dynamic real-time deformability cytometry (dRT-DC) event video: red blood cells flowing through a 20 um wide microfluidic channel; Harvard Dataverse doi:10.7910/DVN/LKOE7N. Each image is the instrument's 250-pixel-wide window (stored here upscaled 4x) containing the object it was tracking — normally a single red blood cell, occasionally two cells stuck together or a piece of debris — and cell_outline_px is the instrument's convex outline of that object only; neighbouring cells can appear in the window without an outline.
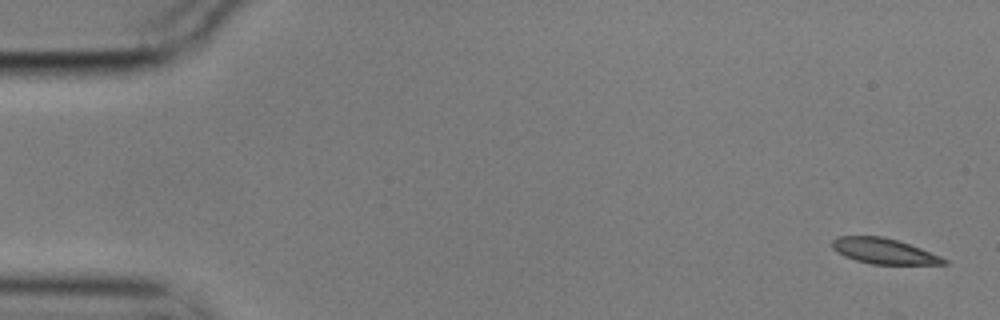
{"species": "common noctule bat (a hibernating species)", "species_latin": "Nyctalus noctula", "temperature_condition": "cold", "stored_images_in_passage": 5, "camera_frame_rate_fps": 3000, "um_per_image_px": 0.085, "animal": {"sex": "male", "body_mass_g": 17.9}, "frame": {"image": 1, "passage_image": 1, "time_ms": 0.0, "image_size_px": [1000, 320], "cell_outline_px": [[948, 264], [872, 264], [856, 260], [844, 256], [836, 252], [832, 248], [832, 240], [836, 236], [884, 236], [920, 248], [940, 256], [948, 260]], "centroid_in_image_um": [75.09, 21.34], "position_along_channel_um": 9.9, "area_um2": 16.53}}
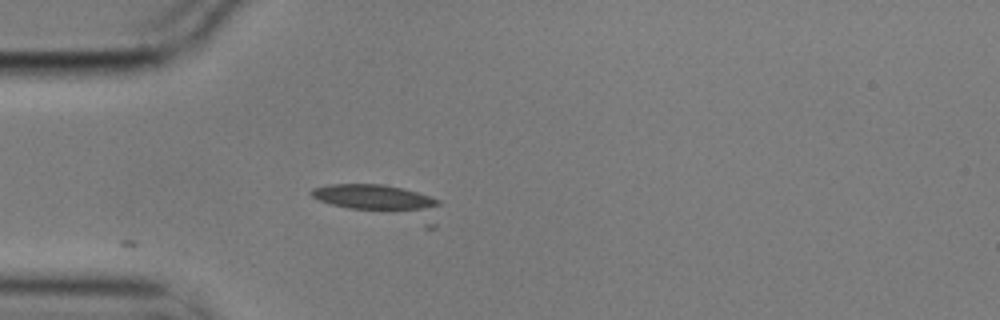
{"frame": {"image": 2, "passage_image": 5, "time_ms": 1.333, "image_size_px": [1000, 320], "cell_outline_px": [[440, 204], [436, 228], [424, 228], [332, 204], [320, 200], [312, 196], [308, 192], [312, 188], [328, 184], [384, 184], [416, 192], [440, 200]], "centroid_in_image_um": [32.53, 17.19], "position_along_channel_um": 52.5, "area_um2": 25.26}}